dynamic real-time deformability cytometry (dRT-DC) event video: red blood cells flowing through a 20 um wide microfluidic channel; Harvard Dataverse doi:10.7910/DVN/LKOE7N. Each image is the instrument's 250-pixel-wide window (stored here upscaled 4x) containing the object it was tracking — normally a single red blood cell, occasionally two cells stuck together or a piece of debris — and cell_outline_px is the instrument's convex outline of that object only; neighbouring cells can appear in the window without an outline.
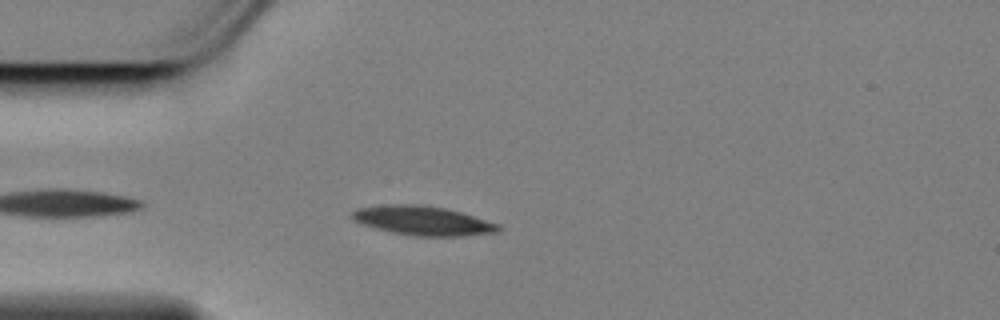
{"species": "Egyptian fruit bat (a non-hibernating species)", "species_latin": "Rousettus aegyptiacus", "temperature_condition": "cold", "stored_images_in_passage": 14, "camera_frame_rate_fps": 3000, "um_per_image_px": 0.085, "animal": {"sex": "female"}, "frame": {"image": 1, "passage_image": 2, "time_ms": 0.333, "image_size_px": [1000, 320], "cell_outline_px": [[500, 228], [496, 232], [464, 236], [416, 236], [392, 232], [360, 224], [352, 220], [352, 212], [356, 208], [380, 204], [420, 204], [444, 208], [460, 212], [500, 224]], "centroid_in_image_um": [35.89, 18.74], "position_along_channel_um": 49.1, "area_um2": 24.97}}
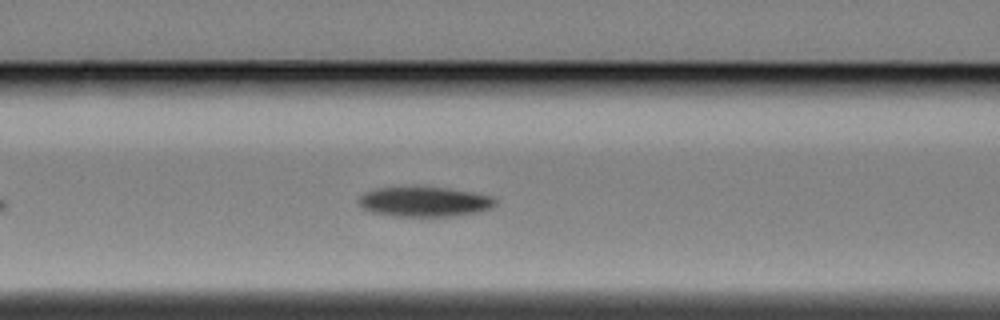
{"frame": {"image": 2, "passage_image": 10, "time_ms": 3.0, "image_size_px": [1000, 320], "cell_outline_px": [[496, 204], [480, 212], [452, 216], [396, 216], [372, 212], [364, 208], [356, 200], [364, 192], [376, 188], [448, 188], [472, 192], [492, 196], [496, 200]], "centroid_in_image_um": [36.08, 17.15], "position_along_channel_um": 130.5, "area_um2": 23.47}}
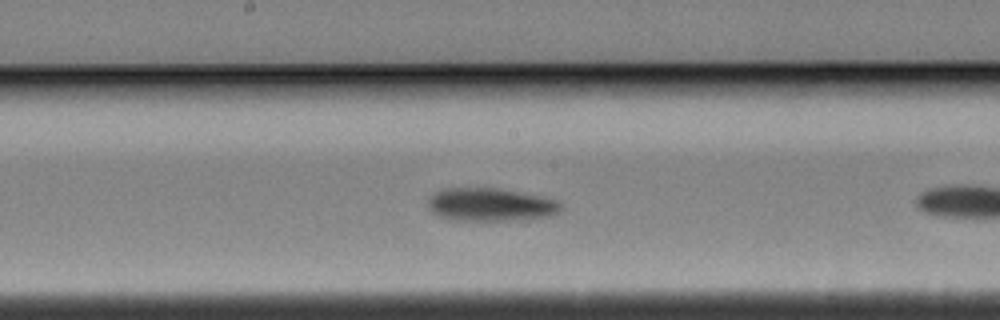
{"frame": {"image": 3, "passage_image": 13, "time_ms": 4.0, "image_size_px": [1000, 320], "cell_outline_px": [[564, 208], [560, 212], [552, 216], [508, 220], [448, 220], [432, 212], [428, 204], [428, 200], [436, 192], [444, 188], [496, 188], [540, 196], [556, 200], [564, 204]], "centroid_in_image_um": [41.73, 17.4], "position_along_channel_um": 206.5, "area_um2": 25.55}}